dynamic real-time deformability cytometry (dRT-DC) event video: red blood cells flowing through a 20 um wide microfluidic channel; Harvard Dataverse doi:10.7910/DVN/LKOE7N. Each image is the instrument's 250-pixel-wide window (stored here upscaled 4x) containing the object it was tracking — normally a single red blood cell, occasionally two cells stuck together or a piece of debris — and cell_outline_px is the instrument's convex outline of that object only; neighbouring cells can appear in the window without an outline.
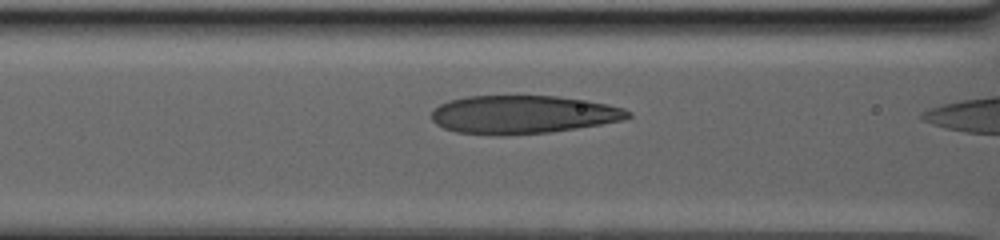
{"species": "human", "species_latin": "Homo sapiens", "temperature_condition": "warm", "stored_images_in_passage": 34, "camera_frame_rate_fps": 3000, "um_per_image_px": 0.085, "donor": {"sex": "male"}, "frame": {"image": 1, "passage_image": 32, "time_ms": 9.0, "image_size_px": [1000, 240], "cell_outline_px": [[632, 116], [620, 120], [600, 124], [576, 128], [548, 132], [456, 132], [444, 128], [436, 124], [432, 120], [432, 108], [448, 100], [468, 96], [556, 96], [588, 100], [608, 104], [624, 108], [632, 112]], "centroid_in_image_um": [44.48, 9.68], "position_along_channel_um": 122.1, "area_um2": 42.6}}